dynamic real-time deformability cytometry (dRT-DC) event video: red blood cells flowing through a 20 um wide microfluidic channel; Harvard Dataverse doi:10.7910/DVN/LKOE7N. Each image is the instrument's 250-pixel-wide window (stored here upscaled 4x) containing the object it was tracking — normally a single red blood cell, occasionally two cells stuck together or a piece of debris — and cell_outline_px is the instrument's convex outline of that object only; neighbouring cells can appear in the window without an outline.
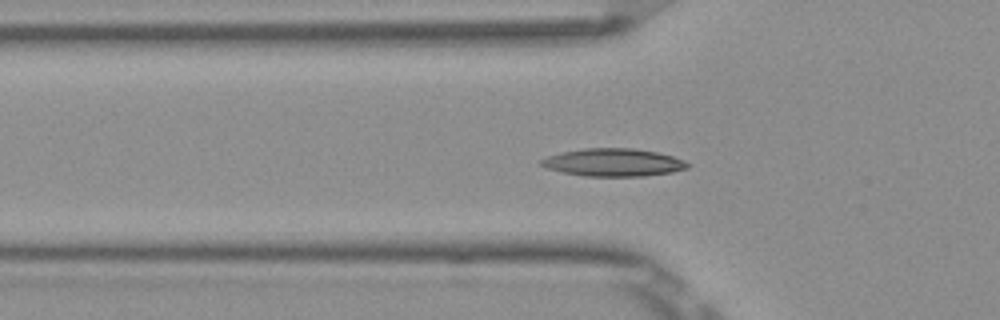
{"species": "Egyptian fruit bat (a non-hibernating species)", "species_latin": "Rousettus aegyptiacus", "temperature_condition": "room temperature", "stored_images_in_passage": 44, "camera_frame_rate_fps": 3000, "um_per_image_px": 0.085, "frame": {"image": 1, "passage_image": 16, "time_ms": 5.0, "image_size_px": [1000, 320], "cell_outline_px": [[692, 164], [688, 168], [672, 172], [644, 176], [584, 176], [564, 172], [548, 168], [540, 164], [540, 160], [548, 156], [560, 152], [584, 148], [632, 148], [656, 152], [672, 156], [684, 160]], "centroid_in_image_um": [52.16, 13.8], "position_along_channel_um": 73.6, "area_um2": 23.64}}
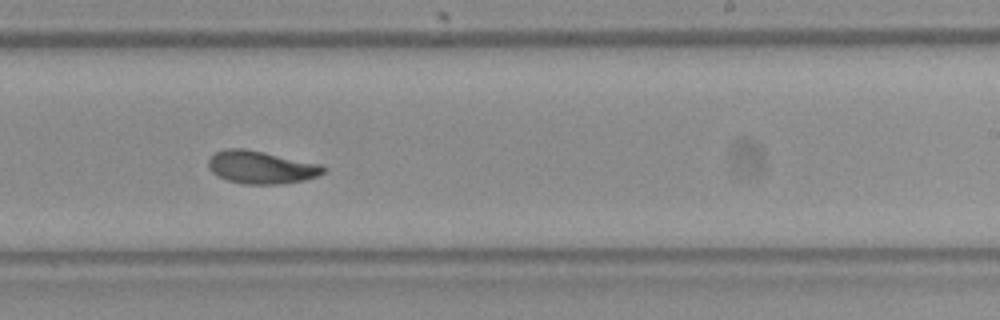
{"frame": {"image": 2, "passage_image": 31, "time_ms": 10.0, "image_size_px": [1000, 320], "cell_outline_px": [[328, 168], [324, 172], [316, 176], [304, 180], [280, 184], [244, 184], [228, 180], [212, 172], [208, 168], [208, 160], [216, 152], [228, 148], [244, 148], [324, 164]], "centroid_in_image_um": [22.24, 14.21], "position_along_channel_um": 266.8, "area_um2": 22.02}}
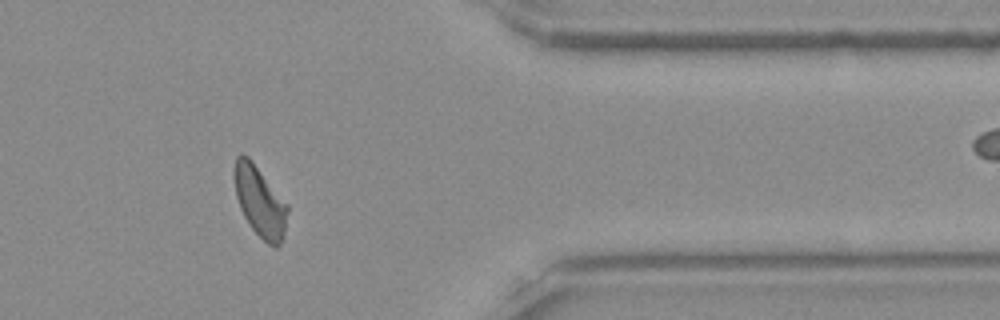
{"frame": {"image": 3, "passage_image": 42, "time_ms": 13.667, "image_size_px": [1000, 320], "cell_outline_px": [[288, 212], [284, 236], [280, 244], [276, 248], [268, 244], [252, 228], [244, 216], [240, 208], [236, 196], [232, 176], [232, 168], [236, 156], [240, 152], [248, 156], [288, 204]], "centroid_in_image_um": [22.06, 17.08], "position_along_channel_um": 389.3, "area_um2": 22.14}, "authors_computed_cell_mechanics": {"area_um2": 21.7617, "velocity_mm_per_s": 3.8538, "shape_relaxation_time_tau1_ms": 4.5104, "shape_relaxation_time_tau2_ms": 2.2718, "deformation_change_tau1": 0.1384, "deformation_change_tau2": 0.0733}}